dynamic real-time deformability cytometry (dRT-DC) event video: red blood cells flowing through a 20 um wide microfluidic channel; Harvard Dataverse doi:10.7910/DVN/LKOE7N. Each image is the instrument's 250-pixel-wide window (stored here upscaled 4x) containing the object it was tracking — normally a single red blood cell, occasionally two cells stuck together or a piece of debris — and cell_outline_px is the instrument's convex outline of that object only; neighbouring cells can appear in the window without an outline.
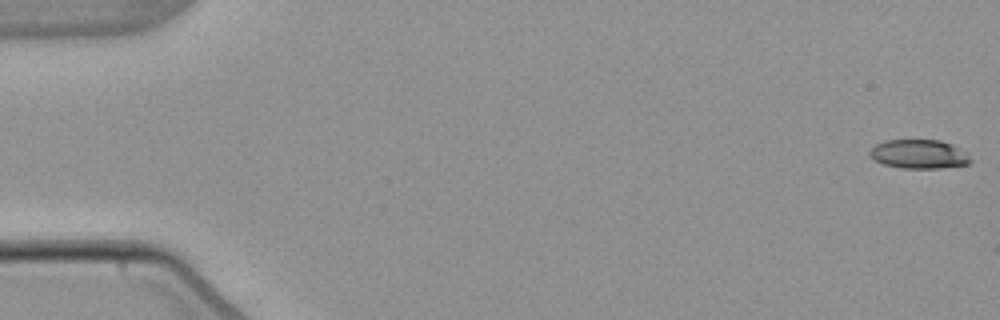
{"species": "common noctule bat (a hibernating species)", "species_latin": "Nyctalus noctula", "temperature_condition": "warm", "stored_images_in_passage": 7, "camera_frame_rate_fps": 3000, "um_per_image_px": 0.085, "animal": {"sex": "male", "body_mass_g": 21.5, "forearm_length_mm": 52.0}, "frame": {"image": 1, "passage_image": 1, "time_ms": 0.0, "image_size_px": [1000, 320], "cell_outline_px": [[972, 160], [968, 164], [940, 168], [900, 168], [884, 164], [876, 160], [868, 152], [876, 144], [884, 140], [940, 140], [952, 144], [960, 148]], "centroid_in_image_um": [78.12, 13.09], "position_along_channel_um": 6.9, "area_um2": 16.88}}
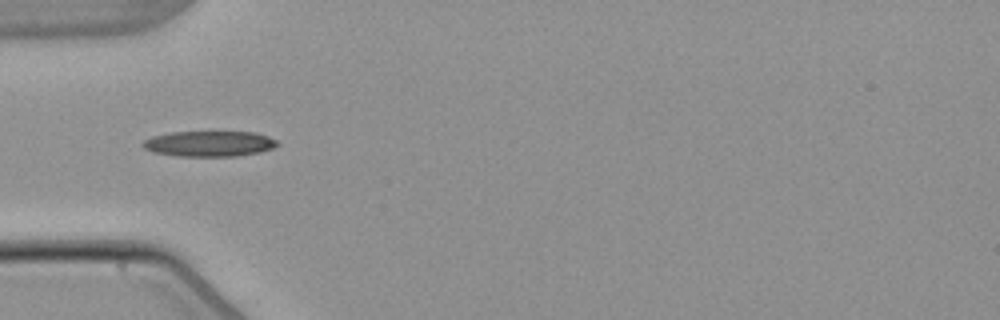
{"frame": {"image": 2, "passage_image": 5, "time_ms": 5.667, "image_size_px": [1000, 320], "cell_outline_px": [[280, 144], [272, 148], [260, 152], [236, 156], [176, 156], [152, 152], [144, 148], [140, 144], [144, 140], [152, 136], [172, 132], [256, 132], [268, 136], [276, 140]], "centroid_in_image_um": [17.77, 12.21], "position_along_channel_um": 67.2, "area_um2": 20.11}}
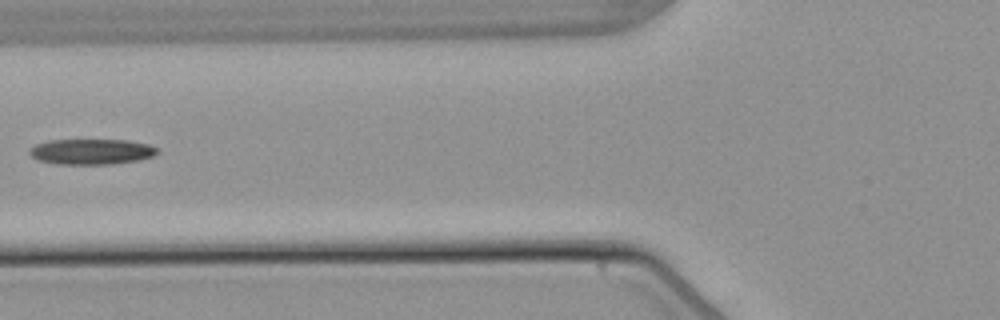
{"frame": {"image": 3, "passage_image": 6, "time_ms": 7.0, "image_size_px": [1000, 320], "cell_outline_px": [[160, 152], [152, 156], [140, 160], [112, 164], [56, 164], [40, 160], [32, 156], [28, 152], [36, 144], [48, 140], [128, 140], [148, 144], [156, 148]], "centroid_in_image_um": [7.8, 12.89], "position_along_channel_um": 118.0, "area_um2": 18.96}}